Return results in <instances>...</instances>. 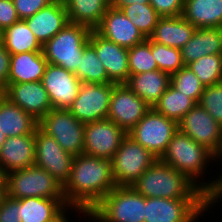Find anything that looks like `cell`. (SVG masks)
Returning a JSON list of instances; mask_svg holds the SVG:
<instances>
[{
    "label": "cell",
    "instance_id": "1",
    "mask_svg": "<svg viewBox=\"0 0 222 222\" xmlns=\"http://www.w3.org/2000/svg\"><path fill=\"white\" fill-rule=\"evenodd\" d=\"M115 187L111 160L80 154L74 157L63 195L68 207L90 212Z\"/></svg>",
    "mask_w": 222,
    "mask_h": 222
},
{
    "label": "cell",
    "instance_id": "2",
    "mask_svg": "<svg viewBox=\"0 0 222 222\" xmlns=\"http://www.w3.org/2000/svg\"><path fill=\"white\" fill-rule=\"evenodd\" d=\"M132 187L145 198L203 199L202 191L183 173L155 161Z\"/></svg>",
    "mask_w": 222,
    "mask_h": 222
},
{
    "label": "cell",
    "instance_id": "3",
    "mask_svg": "<svg viewBox=\"0 0 222 222\" xmlns=\"http://www.w3.org/2000/svg\"><path fill=\"white\" fill-rule=\"evenodd\" d=\"M159 160L183 173L203 191L204 183L199 177H203L207 163L209 166L210 161L214 162L215 155L178 129Z\"/></svg>",
    "mask_w": 222,
    "mask_h": 222
},
{
    "label": "cell",
    "instance_id": "4",
    "mask_svg": "<svg viewBox=\"0 0 222 222\" xmlns=\"http://www.w3.org/2000/svg\"><path fill=\"white\" fill-rule=\"evenodd\" d=\"M91 31L87 26L68 22L61 31L42 46L47 62L74 73L84 48L89 44Z\"/></svg>",
    "mask_w": 222,
    "mask_h": 222
},
{
    "label": "cell",
    "instance_id": "5",
    "mask_svg": "<svg viewBox=\"0 0 222 222\" xmlns=\"http://www.w3.org/2000/svg\"><path fill=\"white\" fill-rule=\"evenodd\" d=\"M90 213L99 222H144L145 197L132 186H117Z\"/></svg>",
    "mask_w": 222,
    "mask_h": 222
},
{
    "label": "cell",
    "instance_id": "6",
    "mask_svg": "<svg viewBox=\"0 0 222 222\" xmlns=\"http://www.w3.org/2000/svg\"><path fill=\"white\" fill-rule=\"evenodd\" d=\"M6 192L11 199L43 197L64 199L63 187L43 168L35 164L7 173Z\"/></svg>",
    "mask_w": 222,
    "mask_h": 222
},
{
    "label": "cell",
    "instance_id": "7",
    "mask_svg": "<svg viewBox=\"0 0 222 222\" xmlns=\"http://www.w3.org/2000/svg\"><path fill=\"white\" fill-rule=\"evenodd\" d=\"M158 159L141 144L126 136L111 160L117 186H132Z\"/></svg>",
    "mask_w": 222,
    "mask_h": 222
},
{
    "label": "cell",
    "instance_id": "8",
    "mask_svg": "<svg viewBox=\"0 0 222 222\" xmlns=\"http://www.w3.org/2000/svg\"><path fill=\"white\" fill-rule=\"evenodd\" d=\"M178 129L176 121L150 108L127 135L159 159Z\"/></svg>",
    "mask_w": 222,
    "mask_h": 222
},
{
    "label": "cell",
    "instance_id": "9",
    "mask_svg": "<svg viewBox=\"0 0 222 222\" xmlns=\"http://www.w3.org/2000/svg\"><path fill=\"white\" fill-rule=\"evenodd\" d=\"M38 127L68 153L84 154V123L78 121L67 109H51Z\"/></svg>",
    "mask_w": 222,
    "mask_h": 222
},
{
    "label": "cell",
    "instance_id": "10",
    "mask_svg": "<svg viewBox=\"0 0 222 222\" xmlns=\"http://www.w3.org/2000/svg\"><path fill=\"white\" fill-rule=\"evenodd\" d=\"M115 85L82 82L76 99L67 110L84 124L107 119L110 97Z\"/></svg>",
    "mask_w": 222,
    "mask_h": 222
},
{
    "label": "cell",
    "instance_id": "11",
    "mask_svg": "<svg viewBox=\"0 0 222 222\" xmlns=\"http://www.w3.org/2000/svg\"><path fill=\"white\" fill-rule=\"evenodd\" d=\"M35 165L45 169L62 187L69 180L74 155L65 151L56 140L35 130Z\"/></svg>",
    "mask_w": 222,
    "mask_h": 222
},
{
    "label": "cell",
    "instance_id": "12",
    "mask_svg": "<svg viewBox=\"0 0 222 222\" xmlns=\"http://www.w3.org/2000/svg\"><path fill=\"white\" fill-rule=\"evenodd\" d=\"M178 128L215 156L222 154V125L199 103L187 112L178 123Z\"/></svg>",
    "mask_w": 222,
    "mask_h": 222
},
{
    "label": "cell",
    "instance_id": "13",
    "mask_svg": "<svg viewBox=\"0 0 222 222\" xmlns=\"http://www.w3.org/2000/svg\"><path fill=\"white\" fill-rule=\"evenodd\" d=\"M203 199L145 198L144 222H196Z\"/></svg>",
    "mask_w": 222,
    "mask_h": 222
},
{
    "label": "cell",
    "instance_id": "14",
    "mask_svg": "<svg viewBox=\"0 0 222 222\" xmlns=\"http://www.w3.org/2000/svg\"><path fill=\"white\" fill-rule=\"evenodd\" d=\"M127 132L109 119L84 124V154L112 160Z\"/></svg>",
    "mask_w": 222,
    "mask_h": 222
},
{
    "label": "cell",
    "instance_id": "15",
    "mask_svg": "<svg viewBox=\"0 0 222 222\" xmlns=\"http://www.w3.org/2000/svg\"><path fill=\"white\" fill-rule=\"evenodd\" d=\"M150 108L126 84H116L110 97L107 119L129 132Z\"/></svg>",
    "mask_w": 222,
    "mask_h": 222
},
{
    "label": "cell",
    "instance_id": "16",
    "mask_svg": "<svg viewBox=\"0 0 222 222\" xmlns=\"http://www.w3.org/2000/svg\"><path fill=\"white\" fill-rule=\"evenodd\" d=\"M41 82L53 109H68L76 99L82 83L73 72L49 63Z\"/></svg>",
    "mask_w": 222,
    "mask_h": 222
},
{
    "label": "cell",
    "instance_id": "17",
    "mask_svg": "<svg viewBox=\"0 0 222 222\" xmlns=\"http://www.w3.org/2000/svg\"><path fill=\"white\" fill-rule=\"evenodd\" d=\"M89 44L95 49L112 83L125 84L130 76L128 49L104 39L94 30L90 32Z\"/></svg>",
    "mask_w": 222,
    "mask_h": 222
},
{
    "label": "cell",
    "instance_id": "18",
    "mask_svg": "<svg viewBox=\"0 0 222 222\" xmlns=\"http://www.w3.org/2000/svg\"><path fill=\"white\" fill-rule=\"evenodd\" d=\"M94 31L104 39L127 49L146 39L120 9L114 8L111 5Z\"/></svg>",
    "mask_w": 222,
    "mask_h": 222
},
{
    "label": "cell",
    "instance_id": "19",
    "mask_svg": "<svg viewBox=\"0 0 222 222\" xmlns=\"http://www.w3.org/2000/svg\"><path fill=\"white\" fill-rule=\"evenodd\" d=\"M5 97L40 121L52 108L41 81L7 84Z\"/></svg>",
    "mask_w": 222,
    "mask_h": 222
},
{
    "label": "cell",
    "instance_id": "20",
    "mask_svg": "<svg viewBox=\"0 0 222 222\" xmlns=\"http://www.w3.org/2000/svg\"><path fill=\"white\" fill-rule=\"evenodd\" d=\"M35 134L6 138L0 148V172L7 173L35 164Z\"/></svg>",
    "mask_w": 222,
    "mask_h": 222
},
{
    "label": "cell",
    "instance_id": "21",
    "mask_svg": "<svg viewBox=\"0 0 222 222\" xmlns=\"http://www.w3.org/2000/svg\"><path fill=\"white\" fill-rule=\"evenodd\" d=\"M24 21L42 46L69 22L63 0H54Z\"/></svg>",
    "mask_w": 222,
    "mask_h": 222
},
{
    "label": "cell",
    "instance_id": "22",
    "mask_svg": "<svg viewBox=\"0 0 222 222\" xmlns=\"http://www.w3.org/2000/svg\"><path fill=\"white\" fill-rule=\"evenodd\" d=\"M180 50L185 66L206 55L222 54V28H196Z\"/></svg>",
    "mask_w": 222,
    "mask_h": 222
},
{
    "label": "cell",
    "instance_id": "23",
    "mask_svg": "<svg viewBox=\"0 0 222 222\" xmlns=\"http://www.w3.org/2000/svg\"><path fill=\"white\" fill-rule=\"evenodd\" d=\"M126 86L151 108L171 84V75L161 70L130 75Z\"/></svg>",
    "mask_w": 222,
    "mask_h": 222
},
{
    "label": "cell",
    "instance_id": "24",
    "mask_svg": "<svg viewBox=\"0 0 222 222\" xmlns=\"http://www.w3.org/2000/svg\"><path fill=\"white\" fill-rule=\"evenodd\" d=\"M196 27L182 16L160 17L149 37L153 42L181 49L191 39Z\"/></svg>",
    "mask_w": 222,
    "mask_h": 222
},
{
    "label": "cell",
    "instance_id": "25",
    "mask_svg": "<svg viewBox=\"0 0 222 222\" xmlns=\"http://www.w3.org/2000/svg\"><path fill=\"white\" fill-rule=\"evenodd\" d=\"M47 64L43 52L11 54L8 84L42 81Z\"/></svg>",
    "mask_w": 222,
    "mask_h": 222
},
{
    "label": "cell",
    "instance_id": "26",
    "mask_svg": "<svg viewBox=\"0 0 222 222\" xmlns=\"http://www.w3.org/2000/svg\"><path fill=\"white\" fill-rule=\"evenodd\" d=\"M39 121L4 97L0 102V129L8 137L35 134Z\"/></svg>",
    "mask_w": 222,
    "mask_h": 222
},
{
    "label": "cell",
    "instance_id": "27",
    "mask_svg": "<svg viewBox=\"0 0 222 222\" xmlns=\"http://www.w3.org/2000/svg\"><path fill=\"white\" fill-rule=\"evenodd\" d=\"M181 16L196 28H222V0H184Z\"/></svg>",
    "mask_w": 222,
    "mask_h": 222
},
{
    "label": "cell",
    "instance_id": "28",
    "mask_svg": "<svg viewBox=\"0 0 222 222\" xmlns=\"http://www.w3.org/2000/svg\"><path fill=\"white\" fill-rule=\"evenodd\" d=\"M65 199H50L43 197H28L20 199V218L22 222H51L65 209Z\"/></svg>",
    "mask_w": 222,
    "mask_h": 222
},
{
    "label": "cell",
    "instance_id": "29",
    "mask_svg": "<svg viewBox=\"0 0 222 222\" xmlns=\"http://www.w3.org/2000/svg\"><path fill=\"white\" fill-rule=\"evenodd\" d=\"M68 21L94 30L105 15L110 0H63Z\"/></svg>",
    "mask_w": 222,
    "mask_h": 222
},
{
    "label": "cell",
    "instance_id": "30",
    "mask_svg": "<svg viewBox=\"0 0 222 222\" xmlns=\"http://www.w3.org/2000/svg\"><path fill=\"white\" fill-rule=\"evenodd\" d=\"M3 46L10 54L42 52V45L24 20L3 30Z\"/></svg>",
    "mask_w": 222,
    "mask_h": 222
},
{
    "label": "cell",
    "instance_id": "31",
    "mask_svg": "<svg viewBox=\"0 0 222 222\" xmlns=\"http://www.w3.org/2000/svg\"><path fill=\"white\" fill-rule=\"evenodd\" d=\"M195 105L196 103L191 98L170 85L161 95L153 109L168 119L179 123Z\"/></svg>",
    "mask_w": 222,
    "mask_h": 222
},
{
    "label": "cell",
    "instance_id": "32",
    "mask_svg": "<svg viewBox=\"0 0 222 222\" xmlns=\"http://www.w3.org/2000/svg\"><path fill=\"white\" fill-rule=\"evenodd\" d=\"M74 74L81 82L97 84L112 83L108 78L103 63L97 57L95 49L90 44L84 48L79 65Z\"/></svg>",
    "mask_w": 222,
    "mask_h": 222
},
{
    "label": "cell",
    "instance_id": "33",
    "mask_svg": "<svg viewBox=\"0 0 222 222\" xmlns=\"http://www.w3.org/2000/svg\"><path fill=\"white\" fill-rule=\"evenodd\" d=\"M147 39L154 32L160 15L150 3L130 4L120 9Z\"/></svg>",
    "mask_w": 222,
    "mask_h": 222
},
{
    "label": "cell",
    "instance_id": "34",
    "mask_svg": "<svg viewBox=\"0 0 222 222\" xmlns=\"http://www.w3.org/2000/svg\"><path fill=\"white\" fill-rule=\"evenodd\" d=\"M186 66L205 87L222 82V54L206 55Z\"/></svg>",
    "mask_w": 222,
    "mask_h": 222
},
{
    "label": "cell",
    "instance_id": "35",
    "mask_svg": "<svg viewBox=\"0 0 222 222\" xmlns=\"http://www.w3.org/2000/svg\"><path fill=\"white\" fill-rule=\"evenodd\" d=\"M128 63L130 75L158 70V65L151 52L150 38L128 49Z\"/></svg>",
    "mask_w": 222,
    "mask_h": 222
},
{
    "label": "cell",
    "instance_id": "36",
    "mask_svg": "<svg viewBox=\"0 0 222 222\" xmlns=\"http://www.w3.org/2000/svg\"><path fill=\"white\" fill-rule=\"evenodd\" d=\"M177 91L191 98L196 104L199 103L205 86L199 78L187 66L171 75V84Z\"/></svg>",
    "mask_w": 222,
    "mask_h": 222
},
{
    "label": "cell",
    "instance_id": "37",
    "mask_svg": "<svg viewBox=\"0 0 222 222\" xmlns=\"http://www.w3.org/2000/svg\"><path fill=\"white\" fill-rule=\"evenodd\" d=\"M151 52L158 65V70L169 75L184 67L181 50L162 45L151 40Z\"/></svg>",
    "mask_w": 222,
    "mask_h": 222
},
{
    "label": "cell",
    "instance_id": "38",
    "mask_svg": "<svg viewBox=\"0 0 222 222\" xmlns=\"http://www.w3.org/2000/svg\"><path fill=\"white\" fill-rule=\"evenodd\" d=\"M199 104L222 125V82L206 86Z\"/></svg>",
    "mask_w": 222,
    "mask_h": 222
},
{
    "label": "cell",
    "instance_id": "39",
    "mask_svg": "<svg viewBox=\"0 0 222 222\" xmlns=\"http://www.w3.org/2000/svg\"><path fill=\"white\" fill-rule=\"evenodd\" d=\"M222 160V154L215 156V160ZM221 175V176H220ZM219 178H215L216 180H211L204 183V190L202 191L203 197V211L208 212L207 210L211 209L222 197V174H219Z\"/></svg>",
    "mask_w": 222,
    "mask_h": 222
},
{
    "label": "cell",
    "instance_id": "40",
    "mask_svg": "<svg viewBox=\"0 0 222 222\" xmlns=\"http://www.w3.org/2000/svg\"><path fill=\"white\" fill-rule=\"evenodd\" d=\"M54 0H13L20 20L33 16Z\"/></svg>",
    "mask_w": 222,
    "mask_h": 222
},
{
    "label": "cell",
    "instance_id": "41",
    "mask_svg": "<svg viewBox=\"0 0 222 222\" xmlns=\"http://www.w3.org/2000/svg\"><path fill=\"white\" fill-rule=\"evenodd\" d=\"M150 4L161 17L181 16L184 0H150Z\"/></svg>",
    "mask_w": 222,
    "mask_h": 222
},
{
    "label": "cell",
    "instance_id": "42",
    "mask_svg": "<svg viewBox=\"0 0 222 222\" xmlns=\"http://www.w3.org/2000/svg\"><path fill=\"white\" fill-rule=\"evenodd\" d=\"M0 222H22L20 218V199L6 196L0 204Z\"/></svg>",
    "mask_w": 222,
    "mask_h": 222
},
{
    "label": "cell",
    "instance_id": "43",
    "mask_svg": "<svg viewBox=\"0 0 222 222\" xmlns=\"http://www.w3.org/2000/svg\"><path fill=\"white\" fill-rule=\"evenodd\" d=\"M19 20L13 0H0V29L4 30Z\"/></svg>",
    "mask_w": 222,
    "mask_h": 222
},
{
    "label": "cell",
    "instance_id": "44",
    "mask_svg": "<svg viewBox=\"0 0 222 222\" xmlns=\"http://www.w3.org/2000/svg\"><path fill=\"white\" fill-rule=\"evenodd\" d=\"M11 54L2 45L0 47V86L4 89L8 84Z\"/></svg>",
    "mask_w": 222,
    "mask_h": 222
},
{
    "label": "cell",
    "instance_id": "45",
    "mask_svg": "<svg viewBox=\"0 0 222 222\" xmlns=\"http://www.w3.org/2000/svg\"><path fill=\"white\" fill-rule=\"evenodd\" d=\"M150 3V0H110V5L114 8L121 9L123 6L130 4Z\"/></svg>",
    "mask_w": 222,
    "mask_h": 222
},
{
    "label": "cell",
    "instance_id": "46",
    "mask_svg": "<svg viewBox=\"0 0 222 222\" xmlns=\"http://www.w3.org/2000/svg\"><path fill=\"white\" fill-rule=\"evenodd\" d=\"M7 196L6 192V180L5 177L2 175L0 177V204L2 203L3 199Z\"/></svg>",
    "mask_w": 222,
    "mask_h": 222
},
{
    "label": "cell",
    "instance_id": "47",
    "mask_svg": "<svg viewBox=\"0 0 222 222\" xmlns=\"http://www.w3.org/2000/svg\"><path fill=\"white\" fill-rule=\"evenodd\" d=\"M65 212H67V210H64L55 220L51 222H70L68 221L69 218L67 217L68 215H65Z\"/></svg>",
    "mask_w": 222,
    "mask_h": 222
},
{
    "label": "cell",
    "instance_id": "48",
    "mask_svg": "<svg viewBox=\"0 0 222 222\" xmlns=\"http://www.w3.org/2000/svg\"><path fill=\"white\" fill-rule=\"evenodd\" d=\"M6 136L4 135V133L1 131L0 129V148L2 147V145L4 144V142L6 141Z\"/></svg>",
    "mask_w": 222,
    "mask_h": 222
},
{
    "label": "cell",
    "instance_id": "49",
    "mask_svg": "<svg viewBox=\"0 0 222 222\" xmlns=\"http://www.w3.org/2000/svg\"><path fill=\"white\" fill-rule=\"evenodd\" d=\"M84 216H87L88 219L90 217V220L92 219L95 222H99L90 212H83Z\"/></svg>",
    "mask_w": 222,
    "mask_h": 222
},
{
    "label": "cell",
    "instance_id": "50",
    "mask_svg": "<svg viewBox=\"0 0 222 222\" xmlns=\"http://www.w3.org/2000/svg\"><path fill=\"white\" fill-rule=\"evenodd\" d=\"M5 97V89L0 86V102Z\"/></svg>",
    "mask_w": 222,
    "mask_h": 222
},
{
    "label": "cell",
    "instance_id": "51",
    "mask_svg": "<svg viewBox=\"0 0 222 222\" xmlns=\"http://www.w3.org/2000/svg\"><path fill=\"white\" fill-rule=\"evenodd\" d=\"M3 45V30L0 29V47Z\"/></svg>",
    "mask_w": 222,
    "mask_h": 222
}]
</instances>
